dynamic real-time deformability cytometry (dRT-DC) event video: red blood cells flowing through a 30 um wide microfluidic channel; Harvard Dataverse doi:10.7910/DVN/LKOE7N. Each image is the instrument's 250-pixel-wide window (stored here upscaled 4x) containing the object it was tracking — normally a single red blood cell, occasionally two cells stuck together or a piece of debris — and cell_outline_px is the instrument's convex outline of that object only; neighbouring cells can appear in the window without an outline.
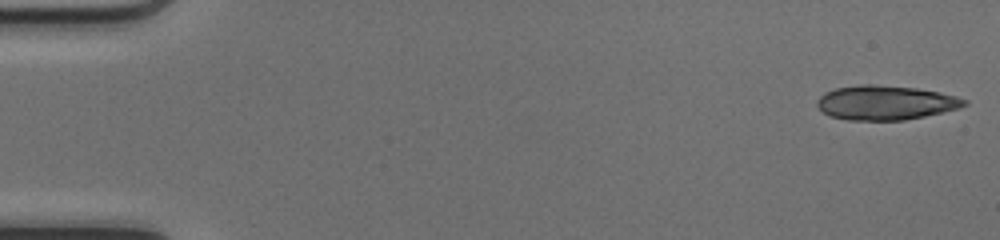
{"species": "common noctule bat (a hibernating species)", "species_latin": "Nyctalus noctula", "temperature_condition": "cold", "stored_images_in_passage": 17, "camera_frame_rate_fps": 3000, "um_per_image_px": 0.085, "animal": {"sex": "female", "body_mass_g": 17.0, "forearm_length_mm": 48.0}, "frame": {"image": 1, "passage_image": 1, "time_ms": 0.0, "image_size_px": [1000, 240], "cell_outline_px": [[968, 104], [960, 108], [924, 116], [904, 120], [848, 120], [828, 116], [816, 104], [816, 100], [824, 92], [836, 88], [860, 84], [872, 84], [916, 88], [940, 92], [956, 96], [968, 100]], "centroid_in_image_um": [75.26, 8.72], "position_along_channel_um": 9.7, "area_um2": 29.59}}